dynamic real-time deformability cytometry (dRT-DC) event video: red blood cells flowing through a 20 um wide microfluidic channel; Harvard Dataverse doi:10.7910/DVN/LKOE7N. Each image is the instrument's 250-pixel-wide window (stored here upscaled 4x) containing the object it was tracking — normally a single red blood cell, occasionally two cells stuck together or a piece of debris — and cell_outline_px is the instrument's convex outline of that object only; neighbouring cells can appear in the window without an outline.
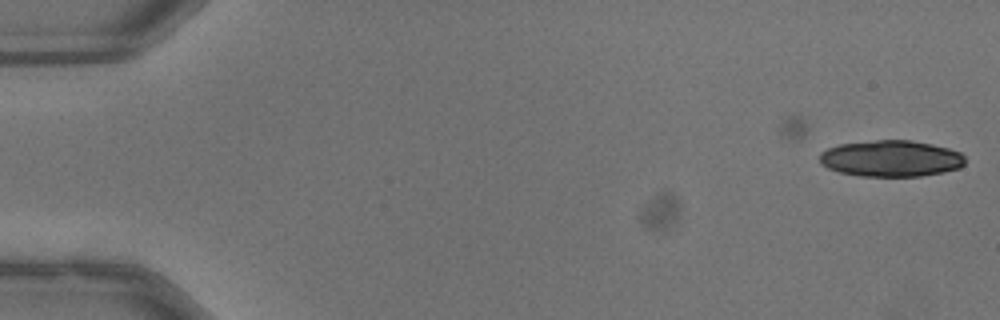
{"species": "common noctule bat (a hibernating species)", "species_latin": "Nyctalus noctula", "temperature_condition": "warm", "stored_images_in_passage": 8, "camera_frame_rate_fps": 3000, "um_per_image_px": 0.085, "animal": {"sex": "male", "body_mass_g": 13.3}, "frame": {"image": 1, "passage_image": 8, "time_ms": 2.333, "image_size_px": [1000, 320], "cell_outline_px": [[964, 164], [960, 168], [944, 172], [920, 176], [860, 176], [840, 172], [828, 168], [820, 164], [820, 152], [828, 148], [840, 144], [876, 140], [912, 140], [932, 144], [948, 148], [960, 152], [964, 156]], "centroid_in_image_um": [75.74, 13.47], "position_along_channel_um": 9.3, "area_um2": 30.87}}